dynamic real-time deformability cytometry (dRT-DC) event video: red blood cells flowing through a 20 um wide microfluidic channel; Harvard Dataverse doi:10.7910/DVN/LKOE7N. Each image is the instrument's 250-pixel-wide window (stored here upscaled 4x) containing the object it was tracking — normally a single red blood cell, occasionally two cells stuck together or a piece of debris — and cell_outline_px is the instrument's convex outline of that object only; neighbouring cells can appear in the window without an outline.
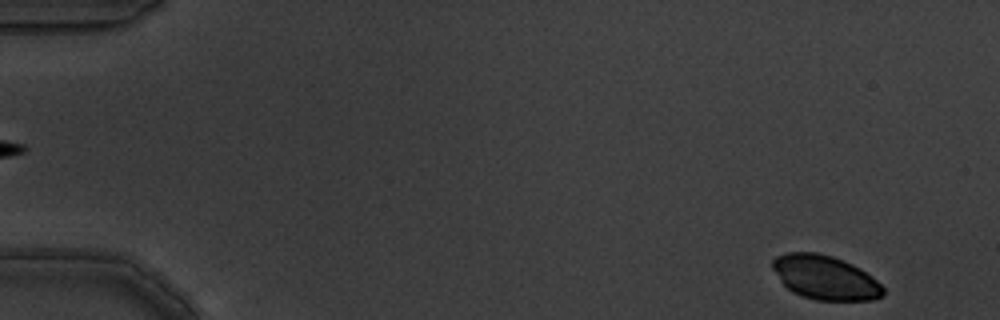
{"species": "common noctule bat (a hibernating species)", "species_latin": "Nyctalus noctula", "temperature_condition": "warm", "stored_images_in_passage": 6, "segment_of_instrument_passage": [2, 2], "camera_frame_rate_fps": 3000, "um_per_image_px": 0.085, "animal": {"sex": "male", "body_mass_g": 19.5, "forearm_length_mm": 54.6}, "frame": {"image": 1, "passage_image": 6, "time_ms": 1.667, "image_size_px": [1000, 320], "cell_outline_px": [[884, 296], [872, 300], [816, 300], [792, 292], [780, 280], [772, 268], [772, 260], [776, 256], [788, 252], [816, 252], [832, 256], [844, 260], [860, 268], [872, 276], [884, 288]], "centroid_in_image_um": [70.14, 23.58], "position_along_channel_um": 14.9, "area_um2": 28.44}}